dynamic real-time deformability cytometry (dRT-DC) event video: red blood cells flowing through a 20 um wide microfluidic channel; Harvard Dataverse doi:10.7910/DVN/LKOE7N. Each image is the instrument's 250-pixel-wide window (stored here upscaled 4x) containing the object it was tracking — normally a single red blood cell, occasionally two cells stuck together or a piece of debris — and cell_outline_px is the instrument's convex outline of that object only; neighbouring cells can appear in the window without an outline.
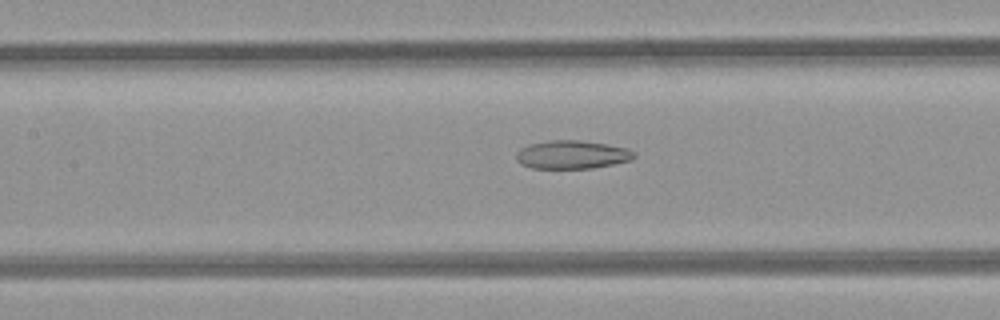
{"species": "common noctule bat (a hibernating species)", "species_latin": "Nyctalus noctula", "temperature_condition": "room temperature", "stored_images_in_passage": 37, "segment_of_instrument_passage": [1, 2], "camera_frame_rate_fps": 3000, "um_per_image_px": 0.085, "animal": {"sex": "female", "body_mass_g": 21.9}, "frame": {"image": 1, "passage_image": 21, "time_ms": 6.667, "image_size_px": [1000, 320], "cell_outline_px": [[636, 156], [632, 160], [592, 168], [532, 168], [520, 164], [516, 160], [516, 152], [520, 148], [528, 144], [548, 140], [580, 140], [608, 144], [628, 148], [636, 152]], "centroid_in_image_um": [48.62, 13.13], "position_along_channel_um": 158.8, "area_um2": 19.71}}
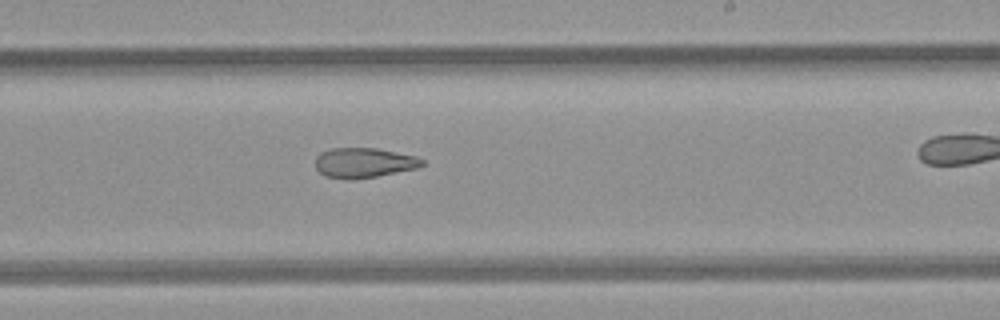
{"frame": {"image": 2, "passage_image": 28, "time_ms": 9.0, "image_size_px": [1000, 320], "cell_outline_px": [[424, 164], [416, 168], [376, 176], [352, 180], [324, 176], [316, 168], [316, 156], [320, 152], [332, 148], [376, 148], [416, 156], [424, 160]], "centroid_in_image_um": [30.9, 13.83], "position_along_channel_um": 258.1, "area_um2": 18.55}}
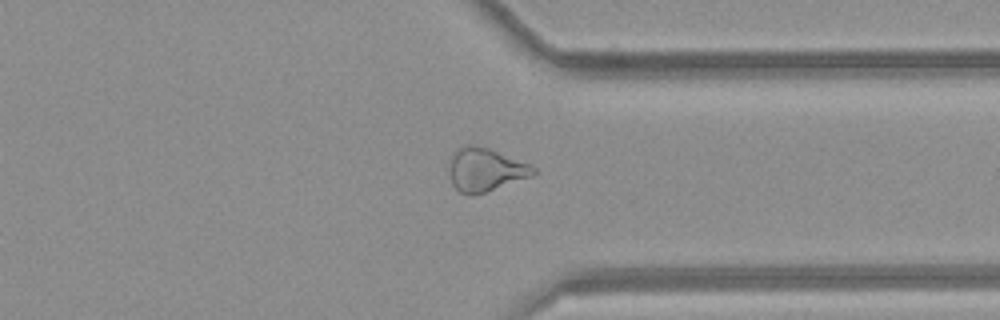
{"frame": {"image": 3, "passage_image": 36, "time_ms": 11.667, "image_size_px": [1000, 320], "cell_outline_px": [[536, 172], [532, 176], [484, 192], [468, 196], [460, 192], [452, 184], [448, 168], [452, 152], [456, 148], [468, 144], [488, 148], [528, 164], [536, 168]], "centroid_in_image_um": [41.19, 14.42], "position_along_channel_um": 370.2, "area_um2": 21.04}}